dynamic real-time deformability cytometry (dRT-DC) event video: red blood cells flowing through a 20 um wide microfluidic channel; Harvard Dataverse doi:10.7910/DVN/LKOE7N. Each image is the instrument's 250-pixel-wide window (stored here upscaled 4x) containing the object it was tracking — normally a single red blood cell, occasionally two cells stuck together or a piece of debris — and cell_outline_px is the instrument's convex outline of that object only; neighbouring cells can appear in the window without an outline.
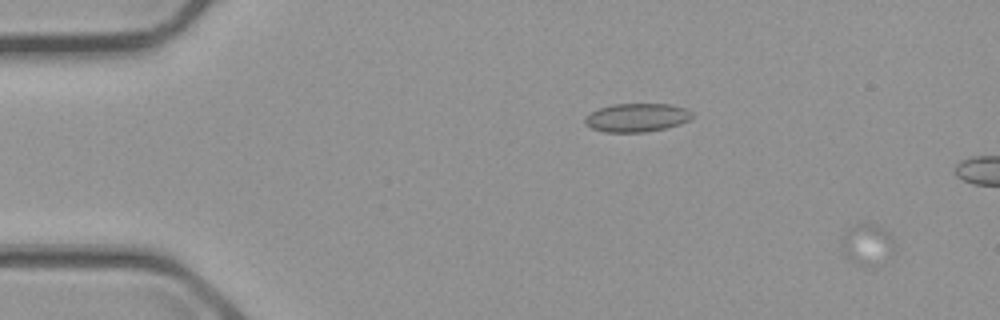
{"species": "common noctule bat (a hibernating species)", "species_latin": "Nyctalus noctula", "temperature_condition": "cold", "stored_images_in_passage": 21, "camera_frame_rate_fps": 3000, "um_per_image_px": 0.085, "animal": {"sex": "male", "body_mass_g": 23.1, "forearm_length_mm": 52.7}, "frame": {"image": 1, "passage_image": 4, "time_ms": 1.0, "image_size_px": [1000, 320], "cell_outline_px": [[896, 252], [872, 268], [864, 268], [844, 260], [840, 244], [840, 236], [848, 228], [856, 224], [876, 224], [892, 232], [896, 244]], "centroid_in_image_um": [73.71, 20.82], "position_along_channel_um": 11.3, "area_um2": 13.93}}